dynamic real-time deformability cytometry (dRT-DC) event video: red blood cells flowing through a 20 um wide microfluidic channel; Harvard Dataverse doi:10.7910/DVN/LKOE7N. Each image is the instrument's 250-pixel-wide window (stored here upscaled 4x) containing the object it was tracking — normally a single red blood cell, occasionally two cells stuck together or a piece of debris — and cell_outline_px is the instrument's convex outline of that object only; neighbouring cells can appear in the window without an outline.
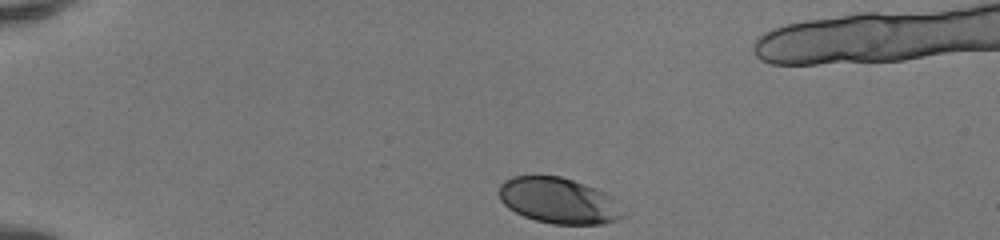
{"species": "human", "species_latin": "Homo sapiens", "temperature_condition": "room temperature", "stored_images_in_passage": 34, "camera_frame_rate_fps": 3000, "um_per_image_px": 0.085, "donor": {"sex": "female"}, "frame": {"image": 1, "passage_image": 1, "time_ms": 0.0, "image_size_px": [1000, 240], "cell_outline_px": [[628, 216], [620, 220], [604, 224], [552, 224], [536, 220], [524, 216], [508, 208], [500, 200], [500, 184], [504, 180], [512, 176], [560, 176], [596, 188], [612, 196]], "centroid_in_image_um": [47.54, 17.07], "position_along_channel_um": 37.5, "area_um2": 33.35}}
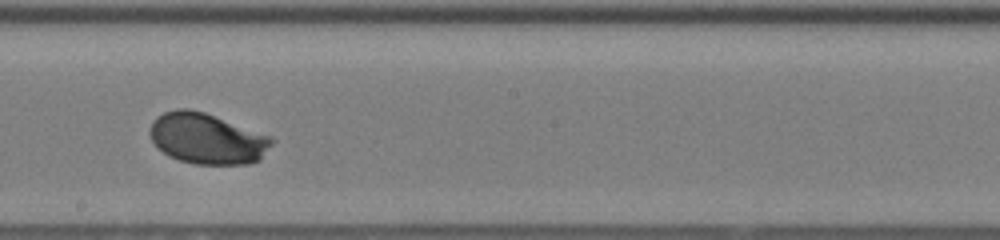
{"frame": {"image": 2, "passage_image": 20, "time_ms": 6.333, "image_size_px": [1000, 240], "cell_outline_px": [[276, 140], [260, 160], [248, 164], [196, 164], [180, 160], [168, 156], [152, 140], [148, 132], [152, 120], [156, 116], [164, 112], [176, 108], [188, 108], [204, 112], [272, 136]], "centroid_in_image_um": [17.61, 11.77], "position_along_channel_um": 230.6, "area_um2": 36.3}}
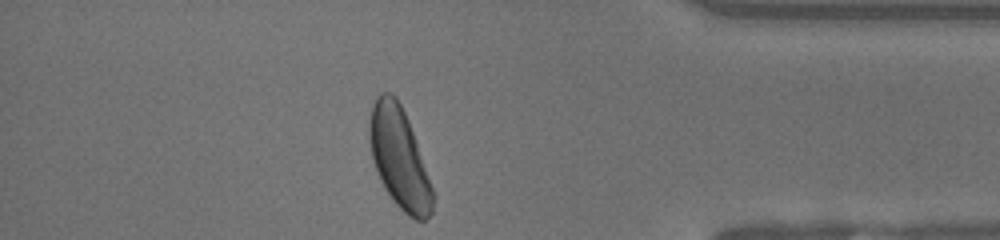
{"frame": {"image": 3, "passage_image": 34, "time_ms": 11.0, "image_size_px": [1000, 240], "cell_outline_px": [[436, 196], [432, 212], [424, 220], [416, 220], [408, 216], [392, 200], [384, 188], [380, 180], [372, 160], [368, 140], [368, 120], [372, 104], [376, 96], [380, 92], [392, 92], [396, 96], [408, 120]], "centroid_in_image_um": [33.92, 13.42], "position_along_channel_um": 401.3, "area_um2": 37.57}, "authors_computed_cell_mechanics": {"area_um2": 35.0846, "velocity_mm_per_s": 4.1281, "shape_relaxation_time_tau1_ms": 1.5135, "shape_relaxation_time_tau2_ms": null, "deformation_change_tau1": 0.1118, "deformation_change_tau2": null}}